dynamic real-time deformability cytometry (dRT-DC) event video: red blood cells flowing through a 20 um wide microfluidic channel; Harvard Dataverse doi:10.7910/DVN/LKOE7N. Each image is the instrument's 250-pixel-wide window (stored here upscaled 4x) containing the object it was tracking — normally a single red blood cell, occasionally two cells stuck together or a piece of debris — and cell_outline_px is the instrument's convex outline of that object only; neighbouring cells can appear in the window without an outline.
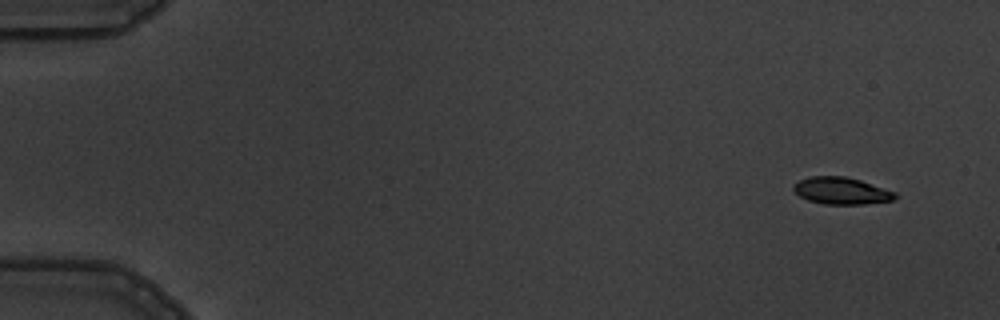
{"species": "common noctule bat (a hibernating species)", "species_latin": "Nyctalus noctula", "temperature_condition": "warm", "stored_images_in_passage": 5, "camera_frame_rate_fps": 3000, "um_per_image_px": 0.085, "animal": {"sex": "male", "body_mass_g": 19.5, "forearm_length_mm": 54.6}, "frame": {"image": 1, "passage_image": 2, "time_ms": 1.0, "image_size_px": [1000, 320], "cell_outline_px": [[900, 196], [892, 200], [864, 204], [824, 204], [808, 200], [800, 196], [792, 188], [792, 184], [808, 176], [844, 176], [860, 180], [896, 192]], "centroid_in_image_um": [71.52, 16.21], "position_along_channel_um": 13.5, "area_um2": 16.01}}
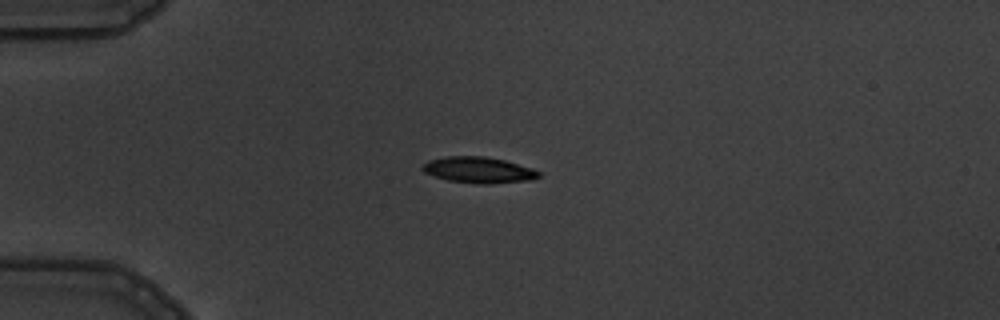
{"frame": {"image": 2, "passage_image": 5, "time_ms": 4.667, "image_size_px": [1000, 320], "cell_outline_px": [[540, 176], [532, 180], [488, 184], [484, 184], [448, 180], [424, 172], [420, 168], [428, 160], [448, 156], [484, 156], [504, 160], [532, 168], [540, 172]], "centroid_in_image_um": [40.69, 14.44], "position_along_channel_um": 44.3, "area_um2": 17.51}}